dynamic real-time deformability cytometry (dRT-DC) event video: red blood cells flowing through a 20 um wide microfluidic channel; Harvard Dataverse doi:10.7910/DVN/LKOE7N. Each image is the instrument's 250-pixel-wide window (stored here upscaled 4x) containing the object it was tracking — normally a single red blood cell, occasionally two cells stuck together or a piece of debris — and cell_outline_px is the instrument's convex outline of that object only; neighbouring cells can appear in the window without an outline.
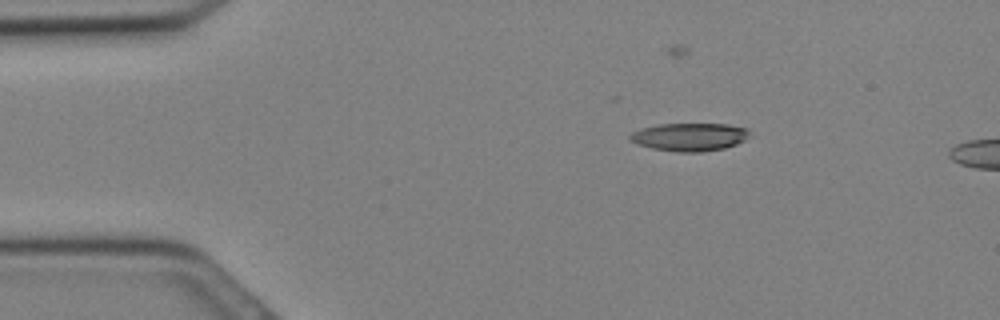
{"species": "Egyptian fruit bat (a non-hibernating species)", "species_latin": "Rousettus aegyptiacus", "temperature_condition": "cold", "stored_images_in_passage": 29, "camera_frame_rate_fps": 3000, "um_per_image_px": 0.085, "animal": {"sex": "female"}, "frame": {"image": 1, "passage_image": 4, "time_ms": 1.0, "image_size_px": [1000, 320], "cell_outline_px": [[752, 132], [744, 140], [736, 144], [724, 148], [700, 152], [676, 152], [652, 148], [640, 144], [632, 140], [628, 136], [632, 132], [640, 128], [660, 124], [728, 124], [748, 128]], "centroid_in_image_um": [58.65, 11.63], "position_along_channel_um": 26.4, "area_um2": 19.48}}
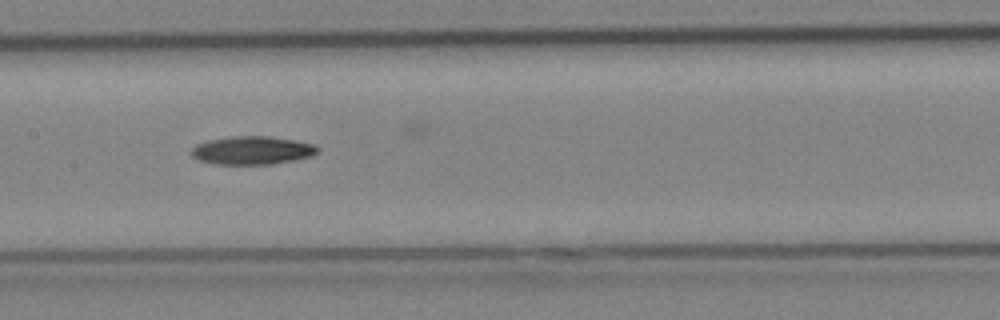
{"frame": {"image": 2, "passage_image": 14, "time_ms": 4.333, "image_size_px": [1000, 320], "cell_outline_px": [[320, 148], [312, 156], [272, 164], [216, 164], [200, 160], [192, 156], [188, 152], [196, 144], [208, 140], [232, 136], [268, 136], [316, 144]], "centroid_in_image_um": [21.41, 12.77], "position_along_channel_um": 186.0, "area_um2": 20.75}}
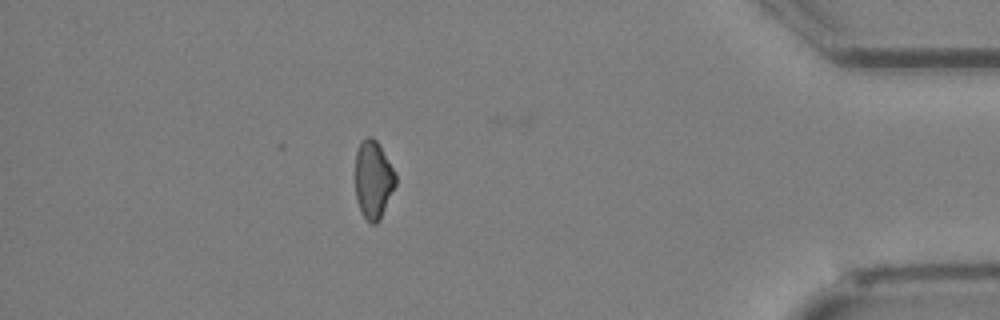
{"frame": {"image": 3, "passage_image": 26, "time_ms": 8.333, "image_size_px": [1000, 320], "cell_outline_px": [[396, 184], [380, 220], [376, 224], [372, 224], [364, 216], [356, 200], [356, 152], [360, 140], [368, 136], [372, 136], [376, 140], [396, 172]], "centroid_in_image_um": [31.74, 15.25], "position_along_channel_um": 403.5, "area_um2": 18.32}}